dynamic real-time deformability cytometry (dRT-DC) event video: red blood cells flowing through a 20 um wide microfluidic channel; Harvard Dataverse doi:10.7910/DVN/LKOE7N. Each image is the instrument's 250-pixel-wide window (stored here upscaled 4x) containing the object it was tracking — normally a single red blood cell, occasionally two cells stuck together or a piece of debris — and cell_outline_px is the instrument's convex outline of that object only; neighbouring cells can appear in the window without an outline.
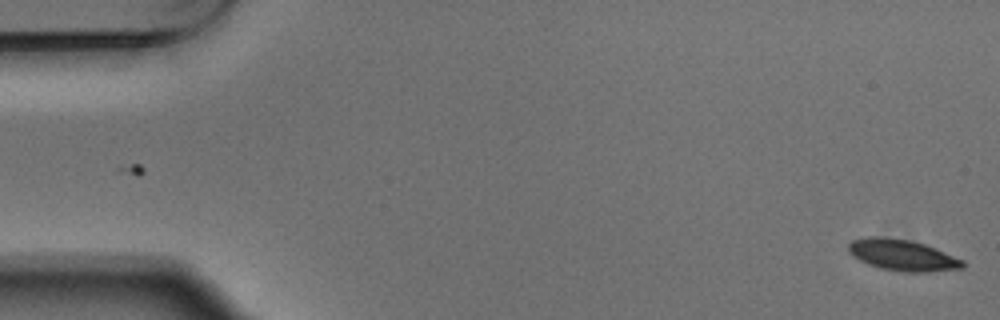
{"species": "Egyptian fruit bat (a non-hibernating species)", "species_latin": "Rousettus aegyptiacus", "temperature_condition": "warm", "stored_images_in_passage": 6, "camera_frame_rate_fps": 3000, "um_per_image_px": 0.085, "animal": {"sex": "male"}, "frame": {"image": 1, "passage_image": 6, "time_ms": 1.667, "image_size_px": [1000, 320], "cell_outline_px": [[964, 268], [928, 272], [900, 272], [880, 268], [868, 264], [852, 256], [848, 252], [848, 244], [852, 240], [868, 236], [884, 236], [908, 240], [924, 244], [964, 260]], "centroid_in_image_um": [76.67, 21.69], "position_along_channel_um": 8.3, "area_um2": 20.87}}